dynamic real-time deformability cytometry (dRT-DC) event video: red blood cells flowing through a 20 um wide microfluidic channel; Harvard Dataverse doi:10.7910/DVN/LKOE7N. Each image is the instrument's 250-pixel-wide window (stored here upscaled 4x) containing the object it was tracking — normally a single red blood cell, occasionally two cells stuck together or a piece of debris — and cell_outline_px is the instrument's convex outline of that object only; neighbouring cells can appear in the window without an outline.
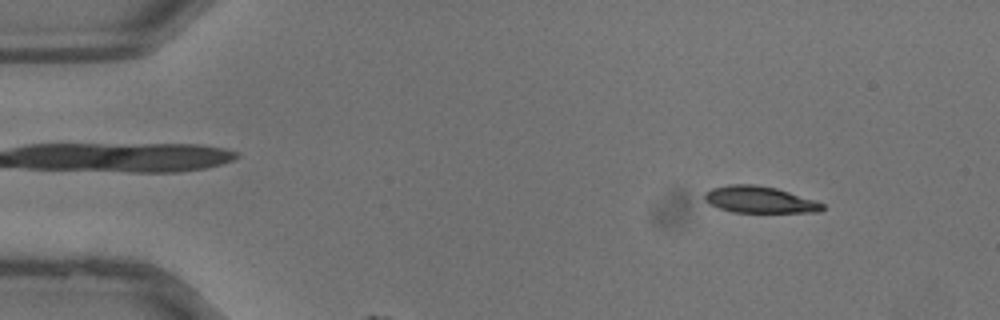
{"species": "common noctule bat (a hibernating species)", "species_latin": "Nyctalus noctula", "temperature_condition": "warm", "stored_images_in_passage": 11, "segment_of_instrument_passage": [1, 2], "camera_frame_rate_fps": 3000, "um_per_image_px": 0.085, "animal": {"sex": "male", "body_mass_g": 13.3}, "frame": {"image": 1, "passage_image": 4, "time_ms": 1.0, "image_size_px": [1000, 320], "cell_outline_px": [[824, 208], [820, 212], [732, 212], [708, 204], [704, 200], [704, 192], [712, 188], [728, 184], [756, 184], [776, 188], [816, 200], [824, 204]], "centroid_in_image_um": [64.54, 16.96], "position_along_channel_um": 20.5, "area_um2": 18.44}}
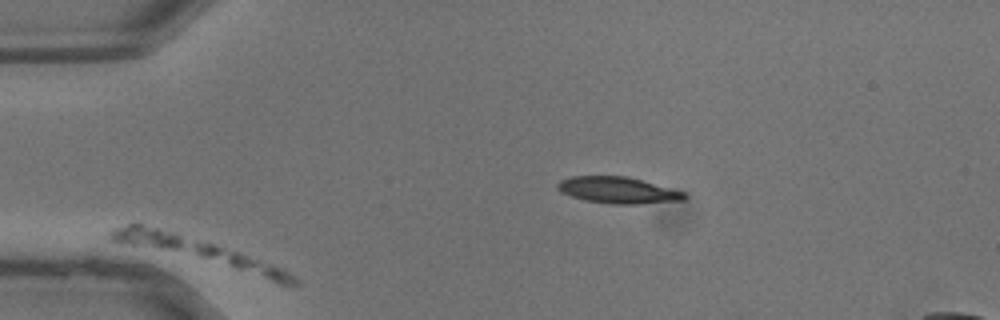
{"frame": {"image": 2, "passage_image": 7, "time_ms": 2.0, "image_size_px": [1000, 320], "cell_outline_px": [[300, 284], [280, 284], [120, 244], [112, 240], [112, 232], [116, 228], [128, 224], [140, 224], [160, 228], [176, 232], [240, 252], [272, 264], [296, 276], [300, 280]], "centroid_in_image_um": [16.95, 21.46], "position_along_channel_um": 68.1, "area_um2": 28.9}}